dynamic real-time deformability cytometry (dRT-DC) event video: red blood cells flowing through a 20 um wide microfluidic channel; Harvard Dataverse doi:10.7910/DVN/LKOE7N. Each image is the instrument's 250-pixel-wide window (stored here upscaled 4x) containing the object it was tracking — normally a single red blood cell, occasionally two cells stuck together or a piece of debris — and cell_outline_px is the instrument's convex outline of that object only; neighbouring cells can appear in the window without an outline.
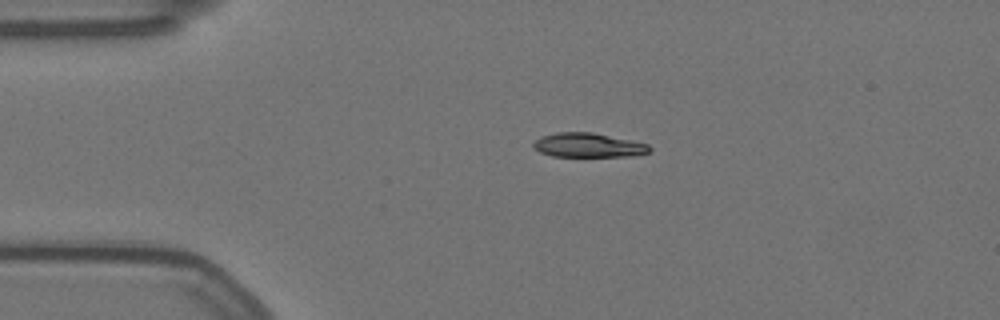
{"species": "Egyptian fruit bat (a non-hibernating species)", "species_latin": "Rousettus aegyptiacus", "temperature_condition": "warm", "stored_images_in_passage": 46, "camera_frame_rate_fps": 3000, "um_per_image_px": 0.085, "animal": {"sex": "female"}, "frame": {"image": 1, "passage_image": 1, "time_ms": 0.0, "image_size_px": [1000, 320], "cell_outline_px": [[652, 148], [648, 152], [632, 156], [552, 156], [540, 152], [532, 148], [532, 144], [540, 136], [556, 132], [592, 132], [648, 144]], "centroid_in_image_um": [49.95, 12.34], "position_along_channel_um": 35.0, "area_um2": 16.36}}
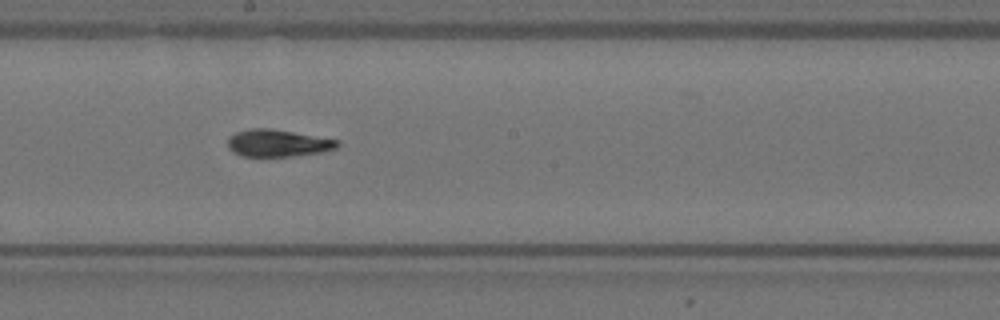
{"frame": {"image": 2, "passage_image": 20, "time_ms": 6.333, "image_size_px": [1000, 320], "cell_outline_px": [[340, 144], [336, 148], [320, 152], [292, 156], [240, 156], [232, 152], [228, 148], [228, 136], [236, 132], [248, 128], [272, 128], [340, 140]], "centroid_in_image_um": [23.58, 12.15], "position_along_channel_um": 224.6, "area_um2": 17.51}}
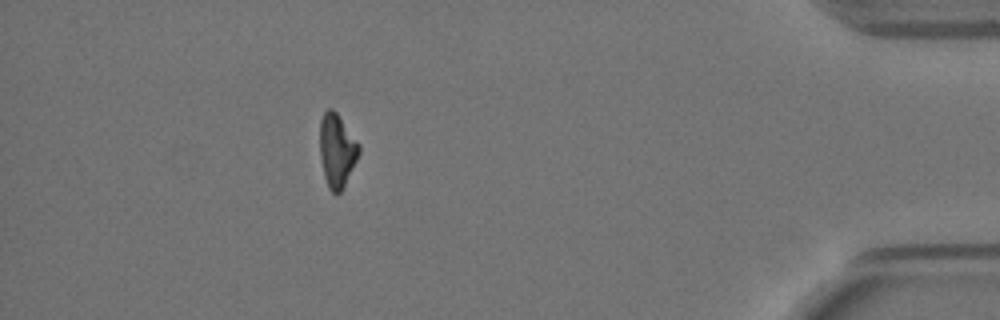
{"frame": {"image": 3, "passage_image": 40, "time_ms": 13.0, "image_size_px": [1000, 320], "cell_outline_px": [[360, 152], [340, 192], [332, 192], [328, 188], [324, 176], [320, 156], [320, 120], [324, 112], [328, 108], [332, 108], [336, 112], [360, 144]], "centroid_in_image_um": [28.62, 12.75], "position_along_channel_um": 406.6, "area_um2": 16.47}, "authors_computed_cell_mechanics": {"area_um2": 17.4845, "velocity_mm_per_s": 3.5341, "shape_relaxation_time_tau1_ms": 11.2937, "shape_relaxation_time_tau2_ms": 3.207, "deformation_change_tau1": 0.2799, "deformation_change_tau2": 0.0782}}